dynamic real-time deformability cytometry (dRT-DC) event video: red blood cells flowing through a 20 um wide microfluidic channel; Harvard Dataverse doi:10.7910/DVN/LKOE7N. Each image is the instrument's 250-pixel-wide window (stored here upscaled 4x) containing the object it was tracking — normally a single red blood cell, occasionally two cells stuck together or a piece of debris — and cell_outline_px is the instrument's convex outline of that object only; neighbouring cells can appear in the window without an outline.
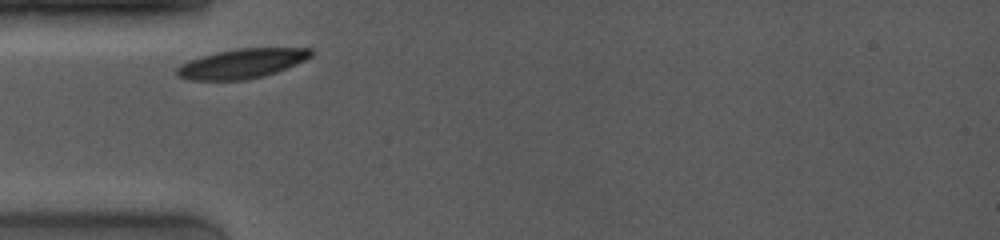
{"species": "common noctule bat (a hibernating species)", "species_latin": "Nyctalus noctula", "temperature_condition": "room temperature", "stored_images_in_passage": 5, "camera_frame_rate_fps": 4000, "um_per_image_px": 0.085, "animal": {"sex": "female", "body_mass_g": 19.0, "forearm_length_mm": 53.3}, "frame": {"image": 1, "passage_image": 1, "time_ms": 0.0, "image_size_px": [1000, 240], "cell_outline_px": [[312, 56], [296, 64], [276, 72], [264, 76], [244, 80], [188, 80], [176, 76], [176, 68], [180, 64], [188, 60], [216, 52], [240, 48], [312, 48]], "centroid_in_image_um": [20.52, 5.41], "position_along_channel_um": 64.5, "area_um2": 23.12}}
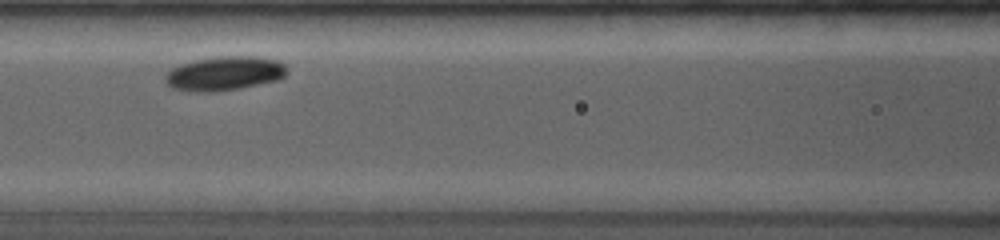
{"frame": {"image": 2, "passage_image": 3, "time_ms": 2.25, "image_size_px": [1000, 240], "cell_outline_px": [[288, 72], [280, 80], [240, 88], [216, 92], [196, 92], [172, 88], [164, 80], [164, 76], [172, 68], [180, 64], [196, 60], [220, 56], [256, 56], [276, 60], [284, 64], [288, 68]], "centroid_in_image_um": [19.1, 6.25], "position_along_channel_um": 147.5, "area_um2": 24.39}}